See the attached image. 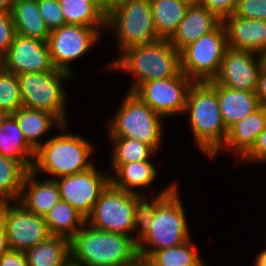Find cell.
<instances>
[{
    "label": "cell",
    "mask_w": 266,
    "mask_h": 266,
    "mask_svg": "<svg viewBox=\"0 0 266 266\" xmlns=\"http://www.w3.org/2000/svg\"><path fill=\"white\" fill-rule=\"evenodd\" d=\"M134 210L135 194L115 188L109 183L101 192L86 223L100 231L132 237Z\"/></svg>",
    "instance_id": "obj_10"
},
{
    "label": "cell",
    "mask_w": 266,
    "mask_h": 266,
    "mask_svg": "<svg viewBox=\"0 0 266 266\" xmlns=\"http://www.w3.org/2000/svg\"><path fill=\"white\" fill-rule=\"evenodd\" d=\"M262 60L260 54L227 47L218 75V85L235 90L256 92Z\"/></svg>",
    "instance_id": "obj_15"
},
{
    "label": "cell",
    "mask_w": 266,
    "mask_h": 266,
    "mask_svg": "<svg viewBox=\"0 0 266 266\" xmlns=\"http://www.w3.org/2000/svg\"><path fill=\"white\" fill-rule=\"evenodd\" d=\"M65 25H80L105 30L106 16L89 0H58Z\"/></svg>",
    "instance_id": "obj_29"
},
{
    "label": "cell",
    "mask_w": 266,
    "mask_h": 266,
    "mask_svg": "<svg viewBox=\"0 0 266 266\" xmlns=\"http://www.w3.org/2000/svg\"><path fill=\"white\" fill-rule=\"evenodd\" d=\"M113 173L110 175V183L115 188L136 195H143L140 190L151 187V183L157 176L156 167L150 159L121 164Z\"/></svg>",
    "instance_id": "obj_24"
},
{
    "label": "cell",
    "mask_w": 266,
    "mask_h": 266,
    "mask_svg": "<svg viewBox=\"0 0 266 266\" xmlns=\"http://www.w3.org/2000/svg\"><path fill=\"white\" fill-rule=\"evenodd\" d=\"M186 1L189 4L197 3V0H183Z\"/></svg>",
    "instance_id": "obj_50"
},
{
    "label": "cell",
    "mask_w": 266,
    "mask_h": 266,
    "mask_svg": "<svg viewBox=\"0 0 266 266\" xmlns=\"http://www.w3.org/2000/svg\"><path fill=\"white\" fill-rule=\"evenodd\" d=\"M62 201L67 202L87 219L101 192L110 183V176L97 170L95 165L87 171L55 180Z\"/></svg>",
    "instance_id": "obj_14"
},
{
    "label": "cell",
    "mask_w": 266,
    "mask_h": 266,
    "mask_svg": "<svg viewBox=\"0 0 266 266\" xmlns=\"http://www.w3.org/2000/svg\"><path fill=\"white\" fill-rule=\"evenodd\" d=\"M177 190L178 187L157 206L150 219L151 230L137 244L139 258L147 259L153 252L175 247L191 239L186 213Z\"/></svg>",
    "instance_id": "obj_5"
},
{
    "label": "cell",
    "mask_w": 266,
    "mask_h": 266,
    "mask_svg": "<svg viewBox=\"0 0 266 266\" xmlns=\"http://www.w3.org/2000/svg\"><path fill=\"white\" fill-rule=\"evenodd\" d=\"M177 183H172L170 186L161 190L158 195L154 196L149 202L145 195L135 194V210H134V230L136 236L132 239L138 244L151 230L149 226L150 219L154 216L157 206L177 187ZM148 200V201H147ZM136 237V238H135Z\"/></svg>",
    "instance_id": "obj_32"
},
{
    "label": "cell",
    "mask_w": 266,
    "mask_h": 266,
    "mask_svg": "<svg viewBox=\"0 0 266 266\" xmlns=\"http://www.w3.org/2000/svg\"><path fill=\"white\" fill-rule=\"evenodd\" d=\"M93 149L88 139L63 132L46 140L35 151L31 171L49 173L51 180L87 171L95 165L89 160Z\"/></svg>",
    "instance_id": "obj_4"
},
{
    "label": "cell",
    "mask_w": 266,
    "mask_h": 266,
    "mask_svg": "<svg viewBox=\"0 0 266 266\" xmlns=\"http://www.w3.org/2000/svg\"><path fill=\"white\" fill-rule=\"evenodd\" d=\"M10 114L7 113L6 111L0 109V128L1 125L3 124L4 120L9 116Z\"/></svg>",
    "instance_id": "obj_48"
},
{
    "label": "cell",
    "mask_w": 266,
    "mask_h": 266,
    "mask_svg": "<svg viewBox=\"0 0 266 266\" xmlns=\"http://www.w3.org/2000/svg\"><path fill=\"white\" fill-rule=\"evenodd\" d=\"M15 0H0V11H11Z\"/></svg>",
    "instance_id": "obj_45"
},
{
    "label": "cell",
    "mask_w": 266,
    "mask_h": 266,
    "mask_svg": "<svg viewBox=\"0 0 266 266\" xmlns=\"http://www.w3.org/2000/svg\"><path fill=\"white\" fill-rule=\"evenodd\" d=\"M189 114V124L202 153L214 158L226 141V128L219 108L217 83L194 82L187 95L184 113Z\"/></svg>",
    "instance_id": "obj_1"
},
{
    "label": "cell",
    "mask_w": 266,
    "mask_h": 266,
    "mask_svg": "<svg viewBox=\"0 0 266 266\" xmlns=\"http://www.w3.org/2000/svg\"><path fill=\"white\" fill-rule=\"evenodd\" d=\"M70 78L71 74L61 70L18 75L23 107L47 111L63 125L68 124L63 81Z\"/></svg>",
    "instance_id": "obj_8"
},
{
    "label": "cell",
    "mask_w": 266,
    "mask_h": 266,
    "mask_svg": "<svg viewBox=\"0 0 266 266\" xmlns=\"http://www.w3.org/2000/svg\"><path fill=\"white\" fill-rule=\"evenodd\" d=\"M24 254L28 266H68L71 263V240L50 236Z\"/></svg>",
    "instance_id": "obj_25"
},
{
    "label": "cell",
    "mask_w": 266,
    "mask_h": 266,
    "mask_svg": "<svg viewBox=\"0 0 266 266\" xmlns=\"http://www.w3.org/2000/svg\"><path fill=\"white\" fill-rule=\"evenodd\" d=\"M254 266H266V249L258 253L254 260Z\"/></svg>",
    "instance_id": "obj_43"
},
{
    "label": "cell",
    "mask_w": 266,
    "mask_h": 266,
    "mask_svg": "<svg viewBox=\"0 0 266 266\" xmlns=\"http://www.w3.org/2000/svg\"><path fill=\"white\" fill-rule=\"evenodd\" d=\"M22 106L18 76L0 64V109L12 114Z\"/></svg>",
    "instance_id": "obj_34"
},
{
    "label": "cell",
    "mask_w": 266,
    "mask_h": 266,
    "mask_svg": "<svg viewBox=\"0 0 266 266\" xmlns=\"http://www.w3.org/2000/svg\"><path fill=\"white\" fill-rule=\"evenodd\" d=\"M107 17V0H89Z\"/></svg>",
    "instance_id": "obj_44"
},
{
    "label": "cell",
    "mask_w": 266,
    "mask_h": 266,
    "mask_svg": "<svg viewBox=\"0 0 266 266\" xmlns=\"http://www.w3.org/2000/svg\"><path fill=\"white\" fill-rule=\"evenodd\" d=\"M61 200L58 185L50 178L37 180V174L28 171L24 177L18 202L27 210L45 217L48 211Z\"/></svg>",
    "instance_id": "obj_19"
},
{
    "label": "cell",
    "mask_w": 266,
    "mask_h": 266,
    "mask_svg": "<svg viewBox=\"0 0 266 266\" xmlns=\"http://www.w3.org/2000/svg\"><path fill=\"white\" fill-rule=\"evenodd\" d=\"M266 128V108L261 105L254 112L236 122L228 129L222 148L237 153L242 160L255 145L258 135Z\"/></svg>",
    "instance_id": "obj_20"
},
{
    "label": "cell",
    "mask_w": 266,
    "mask_h": 266,
    "mask_svg": "<svg viewBox=\"0 0 266 266\" xmlns=\"http://www.w3.org/2000/svg\"><path fill=\"white\" fill-rule=\"evenodd\" d=\"M236 2L237 0H197L198 4L205 6L221 21L235 12Z\"/></svg>",
    "instance_id": "obj_38"
},
{
    "label": "cell",
    "mask_w": 266,
    "mask_h": 266,
    "mask_svg": "<svg viewBox=\"0 0 266 266\" xmlns=\"http://www.w3.org/2000/svg\"><path fill=\"white\" fill-rule=\"evenodd\" d=\"M27 172L18 161L0 155V203L19 200Z\"/></svg>",
    "instance_id": "obj_31"
},
{
    "label": "cell",
    "mask_w": 266,
    "mask_h": 266,
    "mask_svg": "<svg viewBox=\"0 0 266 266\" xmlns=\"http://www.w3.org/2000/svg\"><path fill=\"white\" fill-rule=\"evenodd\" d=\"M158 39L170 40L190 6L183 0H150Z\"/></svg>",
    "instance_id": "obj_27"
},
{
    "label": "cell",
    "mask_w": 266,
    "mask_h": 266,
    "mask_svg": "<svg viewBox=\"0 0 266 266\" xmlns=\"http://www.w3.org/2000/svg\"><path fill=\"white\" fill-rule=\"evenodd\" d=\"M44 220L51 236L71 240L86 223V219L67 202L60 200L45 215Z\"/></svg>",
    "instance_id": "obj_28"
},
{
    "label": "cell",
    "mask_w": 266,
    "mask_h": 266,
    "mask_svg": "<svg viewBox=\"0 0 266 266\" xmlns=\"http://www.w3.org/2000/svg\"><path fill=\"white\" fill-rule=\"evenodd\" d=\"M262 60V66L266 68V49L260 54Z\"/></svg>",
    "instance_id": "obj_49"
},
{
    "label": "cell",
    "mask_w": 266,
    "mask_h": 266,
    "mask_svg": "<svg viewBox=\"0 0 266 266\" xmlns=\"http://www.w3.org/2000/svg\"><path fill=\"white\" fill-rule=\"evenodd\" d=\"M138 257L131 236L100 231L87 223L71 239V263L76 266H128Z\"/></svg>",
    "instance_id": "obj_2"
},
{
    "label": "cell",
    "mask_w": 266,
    "mask_h": 266,
    "mask_svg": "<svg viewBox=\"0 0 266 266\" xmlns=\"http://www.w3.org/2000/svg\"><path fill=\"white\" fill-rule=\"evenodd\" d=\"M119 110L108 123L109 137L141 141L159 152L162 142L163 117L153 111L132 91H128Z\"/></svg>",
    "instance_id": "obj_6"
},
{
    "label": "cell",
    "mask_w": 266,
    "mask_h": 266,
    "mask_svg": "<svg viewBox=\"0 0 266 266\" xmlns=\"http://www.w3.org/2000/svg\"><path fill=\"white\" fill-rule=\"evenodd\" d=\"M15 35L11 11H0V60L8 53Z\"/></svg>",
    "instance_id": "obj_37"
},
{
    "label": "cell",
    "mask_w": 266,
    "mask_h": 266,
    "mask_svg": "<svg viewBox=\"0 0 266 266\" xmlns=\"http://www.w3.org/2000/svg\"><path fill=\"white\" fill-rule=\"evenodd\" d=\"M113 142L111 170L113 172L121 165L131 162H142L151 159L155 150L146 143L124 137H110Z\"/></svg>",
    "instance_id": "obj_33"
},
{
    "label": "cell",
    "mask_w": 266,
    "mask_h": 266,
    "mask_svg": "<svg viewBox=\"0 0 266 266\" xmlns=\"http://www.w3.org/2000/svg\"><path fill=\"white\" fill-rule=\"evenodd\" d=\"M40 16L51 31L65 25V17L58 0H37Z\"/></svg>",
    "instance_id": "obj_35"
},
{
    "label": "cell",
    "mask_w": 266,
    "mask_h": 266,
    "mask_svg": "<svg viewBox=\"0 0 266 266\" xmlns=\"http://www.w3.org/2000/svg\"><path fill=\"white\" fill-rule=\"evenodd\" d=\"M255 94L258 97V100L261 105L266 104V68L261 67L259 75H258V81H257V88Z\"/></svg>",
    "instance_id": "obj_41"
},
{
    "label": "cell",
    "mask_w": 266,
    "mask_h": 266,
    "mask_svg": "<svg viewBox=\"0 0 266 266\" xmlns=\"http://www.w3.org/2000/svg\"><path fill=\"white\" fill-rule=\"evenodd\" d=\"M196 249L189 239L175 247L153 252L146 260L152 266H202L204 262Z\"/></svg>",
    "instance_id": "obj_30"
},
{
    "label": "cell",
    "mask_w": 266,
    "mask_h": 266,
    "mask_svg": "<svg viewBox=\"0 0 266 266\" xmlns=\"http://www.w3.org/2000/svg\"><path fill=\"white\" fill-rule=\"evenodd\" d=\"M222 23L228 47L261 54L266 49V20L245 19L234 13Z\"/></svg>",
    "instance_id": "obj_17"
},
{
    "label": "cell",
    "mask_w": 266,
    "mask_h": 266,
    "mask_svg": "<svg viewBox=\"0 0 266 266\" xmlns=\"http://www.w3.org/2000/svg\"><path fill=\"white\" fill-rule=\"evenodd\" d=\"M221 23L222 21L205 6L190 4L169 42L180 52L187 45L214 31Z\"/></svg>",
    "instance_id": "obj_18"
},
{
    "label": "cell",
    "mask_w": 266,
    "mask_h": 266,
    "mask_svg": "<svg viewBox=\"0 0 266 266\" xmlns=\"http://www.w3.org/2000/svg\"><path fill=\"white\" fill-rule=\"evenodd\" d=\"M106 28L115 32L120 51L158 41L150 0H124L106 17Z\"/></svg>",
    "instance_id": "obj_7"
},
{
    "label": "cell",
    "mask_w": 266,
    "mask_h": 266,
    "mask_svg": "<svg viewBox=\"0 0 266 266\" xmlns=\"http://www.w3.org/2000/svg\"><path fill=\"white\" fill-rule=\"evenodd\" d=\"M0 155L18 161L31 171L35 150L27 143L16 119L10 114L0 128Z\"/></svg>",
    "instance_id": "obj_22"
},
{
    "label": "cell",
    "mask_w": 266,
    "mask_h": 266,
    "mask_svg": "<svg viewBox=\"0 0 266 266\" xmlns=\"http://www.w3.org/2000/svg\"><path fill=\"white\" fill-rule=\"evenodd\" d=\"M108 69L123 70L136 78L129 91L139 84L175 77L180 71V52L169 40L135 45L120 52V57L107 65Z\"/></svg>",
    "instance_id": "obj_3"
},
{
    "label": "cell",
    "mask_w": 266,
    "mask_h": 266,
    "mask_svg": "<svg viewBox=\"0 0 266 266\" xmlns=\"http://www.w3.org/2000/svg\"><path fill=\"white\" fill-rule=\"evenodd\" d=\"M0 212L10 250L25 252L51 236L44 217L31 213L18 201L0 203Z\"/></svg>",
    "instance_id": "obj_13"
},
{
    "label": "cell",
    "mask_w": 266,
    "mask_h": 266,
    "mask_svg": "<svg viewBox=\"0 0 266 266\" xmlns=\"http://www.w3.org/2000/svg\"><path fill=\"white\" fill-rule=\"evenodd\" d=\"M0 266H28L24 252L9 250L0 256Z\"/></svg>",
    "instance_id": "obj_40"
},
{
    "label": "cell",
    "mask_w": 266,
    "mask_h": 266,
    "mask_svg": "<svg viewBox=\"0 0 266 266\" xmlns=\"http://www.w3.org/2000/svg\"><path fill=\"white\" fill-rule=\"evenodd\" d=\"M11 14L16 33L44 41L48 40L51 31L40 16L37 0H15Z\"/></svg>",
    "instance_id": "obj_26"
},
{
    "label": "cell",
    "mask_w": 266,
    "mask_h": 266,
    "mask_svg": "<svg viewBox=\"0 0 266 266\" xmlns=\"http://www.w3.org/2000/svg\"><path fill=\"white\" fill-rule=\"evenodd\" d=\"M17 121L20 130L24 133L27 143L36 151L43 145L39 141L43 134L47 133L53 126L67 128V124H62L53 114L27 107H20L16 112L11 114ZM55 124V125H54Z\"/></svg>",
    "instance_id": "obj_23"
},
{
    "label": "cell",
    "mask_w": 266,
    "mask_h": 266,
    "mask_svg": "<svg viewBox=\"0 0 266 266\" xmlns=\"http://www.w3.org/2000/svg\"><path fill=\"white\" fill-rule=\"evenodd\" d=\"M0 64L17 76L23 73L57 70L53 66L47 41L18 33Z\"/></svg>",
    "instance_id": "obj_16"
},
{
    "label": "cell",
    "mask_w": 266,
    "mask_h": 266,
    "mask_svg": "<svg viewBox=\"0 0 266 266\" xmlns=\"http://www.w3.org/2000/svg\"><path fill=\"white\" fill-rule=\"evenodd\" d=\"M217 97L221 116L227 129L261 106L255 92L235 90L218 84Z\"/></svg>",
    "instance_id": "obj_21"
},
{
    "label": "cell",
    "mask_w": 266,
    "mask_h": 266,
    "mask_svg": "<svg viewBox=\"0 0 266 266\" xmlns=\"http://www.w3.org/2000/svg\"><path fill=\"white\" fill-rule=\"evenodd\" d=\"M234 14L245 19L266 20V0H237Z\"/></svg>",
    "instance_id": "obj_36"
},
{
    "label": "cell",
    "mask_w": 266,
    "mask_h": 266,
    "mask_svg": "<svg viewBox=\"0 0 266 266\" xmlns=\"http://www.w3.org/2000/svg\"><path fill=\"white\" fill-rule=\"evenodd\" d=\"M193 83L180 71L172 78L145 81L132 92L157 114L168 118L184 113L188 91Z\"/></svg>",
    "instance_id": "obj_12"
},
{
    "label": "cell",
    "mask_w": 266,
    "mask_h": 266,
    "mask_svg": "<svg viewBox=\"0 0 266 266\" xmlns=\"http://www.w3.org/2000/svg\"><path fill=\"white\" fill-rule=\"evenodd\" d=\"M244 162H266V128L258 135L251 151L242 159Z\"/></svg>",
    "instance_id": "obj_39"
},
{
    "label": "cell",
    "mask_w": 266,
    "mask_h": 266,
    "mask_svg": "<svg viewBox=\"0 0 266 266\" xmlns=\"http://www.w3.org/2000/svg\"><path fill=\"white\" fill-rule=\"evenodd\" d=\"M9 250H10V247H9L8 238L6 234V228H5L2 213L0 212V256Z\"/></svg>",
    "instance_id": "obj_42"
},
{
    "label": "cell",
    "mask_w": 266,
    "mask_h": 266,
    "mask_svg": "<svg viewBox=\"0 0 266 266\" xmlns=\"http://www.w3.org/2000/svg\"><path fill=\"white\" fill-rule=\"evenodd\" d=\"M124 0H107V16L111 13L112 8L122 3Z\"/></svg>",
    "instance_id": "obj_46"
},
{
    "label": "cell",
    "mask_w": 266,
    "mask_h": 266,
    "mask_svg": "<svg viewBox=\"0 0 266 266\" xmlns=\"http://www.w3.org/2000/svg\"><path fill=\"white\" fill-rule=\"evenodd\" d=\"M100 31L103 30L68 24L51 30L47 43L54 68L74 76L70 63L84 56L97 44Z\"/></svg>",
    "instance_id": "obj_11"
},
{
    "label": "cell",
    "mask_w": 266,
    "mask_h": 266,
    "mask_svg": "<svg viewBox=\"0 0 266 266\" xmlns=\"http://www.w3.org/2000/svg\"><path fill=\"white\" fill-rule=\"evenodd\" d=\"M228 47L223 23L180 51V69L194 82H208L219 73Z\"/></svg>",
    "instance_id": "obj_9"
},
{
    "label": "cell",
    "mask_w": 266,
    "mask_h": 266,
    "mask_svg": "<svg viewBox=\"0 0 266 266\" xmlns=\"http://www.w3.org/2000/svg\"><path fill=\"white\" fill-rule=\"evenodd\" d=\"M128 266H152L146 259L137 258L133 263Z\"/></svg>",
    "instance_id": "obj_47"
}]
</instances>
